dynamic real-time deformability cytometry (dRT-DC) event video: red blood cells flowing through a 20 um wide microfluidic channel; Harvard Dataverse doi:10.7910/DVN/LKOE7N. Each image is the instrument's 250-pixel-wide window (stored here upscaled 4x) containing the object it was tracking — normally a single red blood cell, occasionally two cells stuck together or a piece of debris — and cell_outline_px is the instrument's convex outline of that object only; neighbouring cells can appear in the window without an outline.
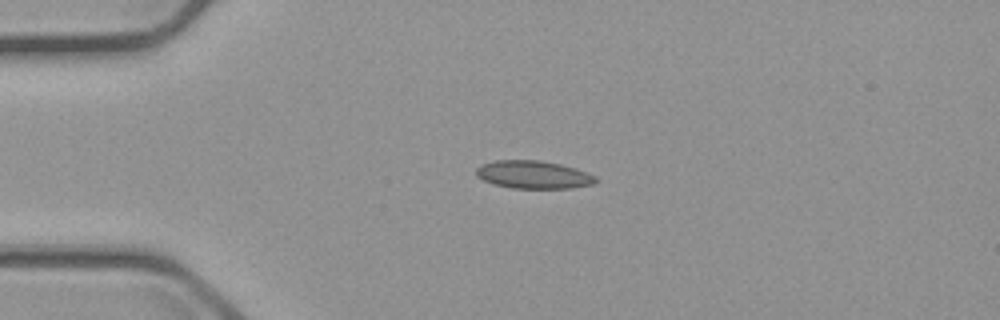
{"species": "common noctule bat (a hibernating species)", "species_latin": "Nyctalus noctula", "temperature_condition": "cold", "stored_images_in_passage": 5, "camera_frame_rate_fps": 3000, "um_per_image_px": 0.085, "animal": {"sex": "male", "body_mass_g": 23.1, "forearm_length_mm": 52.7}, "frame": {"image": 1, "passage_image": 4, "time_ms": 3.333, "image_size_px": [1000, 320], "cell_outline_px": [[596, 180], [592, 184], [572, 188], [512, 188], [492, 184], [476, 176], [476, 168], [480, 164], [496, 160], [540, 160], [560, 164], [596, 176]], "centroid_in_image_um": [45.27, 14.84], "position_along_channel_um": 39.7, "area_um2": 19.31}}